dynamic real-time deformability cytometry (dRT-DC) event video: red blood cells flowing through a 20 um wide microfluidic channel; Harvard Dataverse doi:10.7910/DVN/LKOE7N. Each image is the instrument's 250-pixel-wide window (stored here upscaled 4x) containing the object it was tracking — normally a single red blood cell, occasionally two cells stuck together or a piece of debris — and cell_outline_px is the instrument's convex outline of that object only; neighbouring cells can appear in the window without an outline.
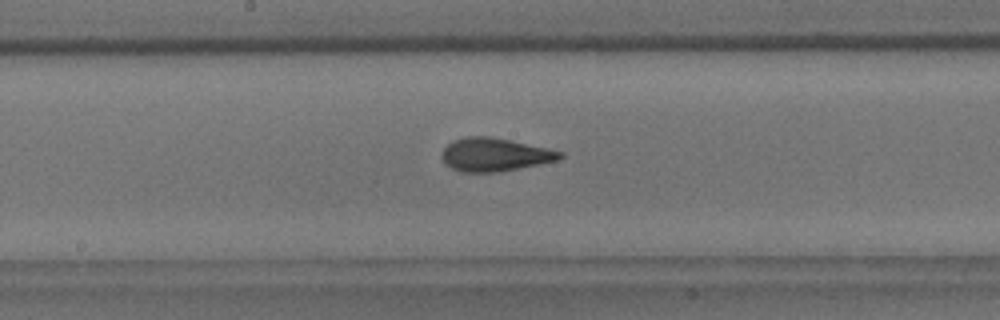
{"species": "common noctule bat (a hibernating species)", "species_latin": "Nyctalus noctula", "temperature_condition": "room temperature", "stored_images_in_passage": 36, "camera_frame_rate_fps": 3000, "um_per_image_px": 0.085, "animal": {"sex": "male", "body_mass_g": 18.8}, "frame": {"image": 1, "passage_image": 14, "time_ms": 4.333, "image_size_px": [1000, 320], "cell_outline_px": [[564, 156], [556, 160], [540, 164], [496, 172], [460, 172], [444, 164], [444, 148], [452, 140], [468, 136], [488, 136], [548, 148], [564, 152]], "centroid_in_image_um": [42.05, 13.14], "position_along_channel_um": 206.1, "area_um2": 22.6}}
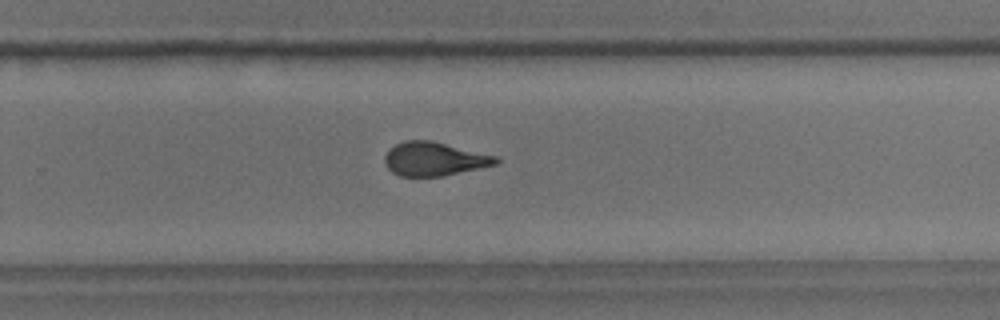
{"frame": {"image": 2, "passage_image": 21, "time_ms": 6.667, "image_size_px": [1000, 320], "cell_outline_px": [[500, 160], [496, 164], [444, 176], [400, 176], [392, 172], [388, 168], [384, 160], [384, 156], [388, 148], [404, 140], [432, 140], [496, 156]], "centroid_in_image_um": [36.87, 13.5], "position_along_channel_um": 292.9, "area_um2": 21.85}}
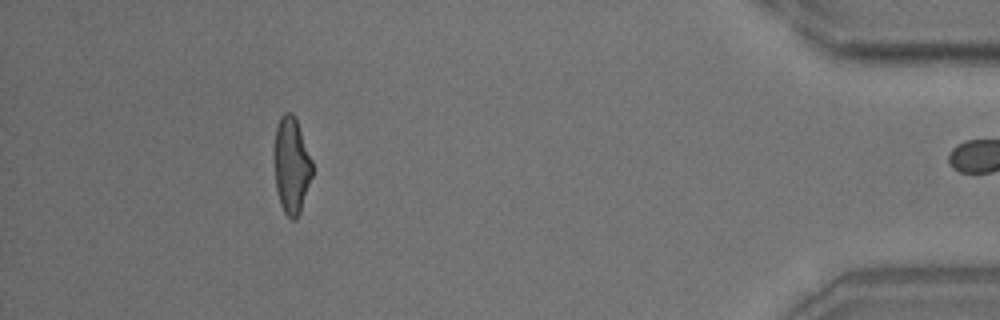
{"frame": {"image": 3, "passage_image": 35, "time_ms": 11.333, "image_size_px": [1000, 320], "cell_outline_px": [[312, 176], [300, 212], [296, 220], [292, 220], [284, 212], [280, 204], [276, 188], [272, 152], [276, 128], [280, 116], [284, 112], [292, 112], [296, 120], [312, 160]], "centroid_in_image_um": [24.74, 14.05], "position_along_channel_um": 410.5, "area_um2": 21.62}, "authors_computed_cell_mechanics": {"area_um2": 22.2241, "velocity_mm_per_s": 3.7307, "shape_relaxation_time_tau1_ms": 4.3148, "shape_relaxation_time_tau2_ms": 1.4013, "deformation_change_tau1": 0.1554, "deformation_change_tau2": 0.0944}}